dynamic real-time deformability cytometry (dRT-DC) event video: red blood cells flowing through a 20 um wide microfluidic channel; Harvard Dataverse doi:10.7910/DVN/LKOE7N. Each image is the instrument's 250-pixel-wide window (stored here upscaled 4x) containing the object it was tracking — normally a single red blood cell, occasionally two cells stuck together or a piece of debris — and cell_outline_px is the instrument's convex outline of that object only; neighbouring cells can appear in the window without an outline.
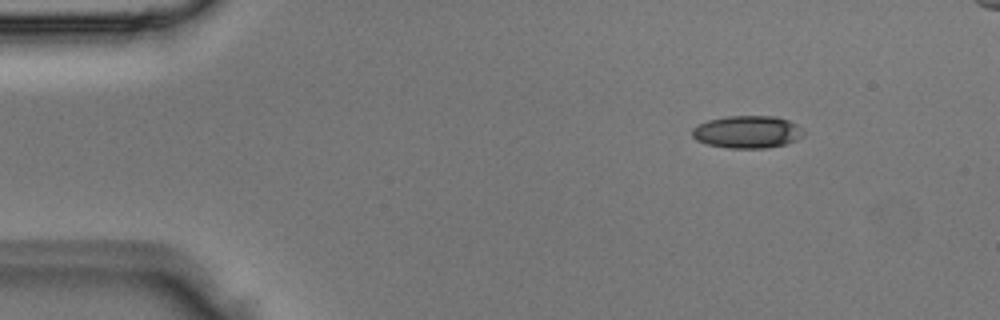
{"species": "Egyptian fruit bat (a non-hibernating species)", "species_latin": "Rousettus aegyptiacus", "temperature_condition": "room temperature", "stored_images_in_passage": 3, "camera_frame_rate_fps": 3000, "um_per_image_px": 0.085, "animal": {"sex": "male"}, "frame": {"image": 1, "passage_image": 1, "time_ms": 0.0, "image_size_px": [1000, 320], "cell_outline_px": [[804, 136], [796, 140], [784, 144], [764, 148], [728, 148], [708, 144], [696, 140], [692, 136], [692, 128], [696, 124], [708, 120], [728, 116], [776, 116], [788, 120], [796, 124], [804, 132]], "centroid_in_image_um": [63.5, 11.21], "position_along_channel_um": 21.5, "area_um2": 21.1}}